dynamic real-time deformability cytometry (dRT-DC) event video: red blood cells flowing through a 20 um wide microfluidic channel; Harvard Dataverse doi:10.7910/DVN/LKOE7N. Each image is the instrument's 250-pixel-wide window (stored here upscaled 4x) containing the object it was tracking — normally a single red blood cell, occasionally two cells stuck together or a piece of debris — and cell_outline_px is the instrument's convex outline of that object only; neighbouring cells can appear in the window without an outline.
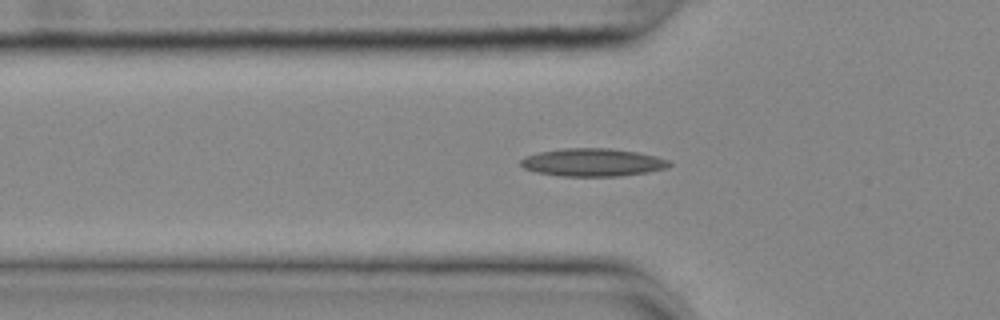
{"species": "common noctule bat (a hibernating species)", "species_latin": "Nyctalus noctula", "temperature_condition": "cold", "stored_images_in_passage": 2, "camera_frame_rate_fps": 3000, "um_per_image_px": 0.085, "animal": {"sex": "female", "body_mass_g": 25.1}, "frame": {"image": 1, "passage_image": 2, "time_ms": 0.333, "image_size_px": [1000, 320], "cell_outline_px": [[672, 164], [668, 168], [648, 172], [620, 176], [560, 176], [536, 172], [524, 168], [520, 164], [520, 160], [524, 156], [540, 152], [564, 148], [608, 148], [636, 152], [656, 156], [668, 160]], "centroid_in_image_um": [50.38, 13.8], "position_along_channel_um": 75.4, "area_um2": 24.16}}